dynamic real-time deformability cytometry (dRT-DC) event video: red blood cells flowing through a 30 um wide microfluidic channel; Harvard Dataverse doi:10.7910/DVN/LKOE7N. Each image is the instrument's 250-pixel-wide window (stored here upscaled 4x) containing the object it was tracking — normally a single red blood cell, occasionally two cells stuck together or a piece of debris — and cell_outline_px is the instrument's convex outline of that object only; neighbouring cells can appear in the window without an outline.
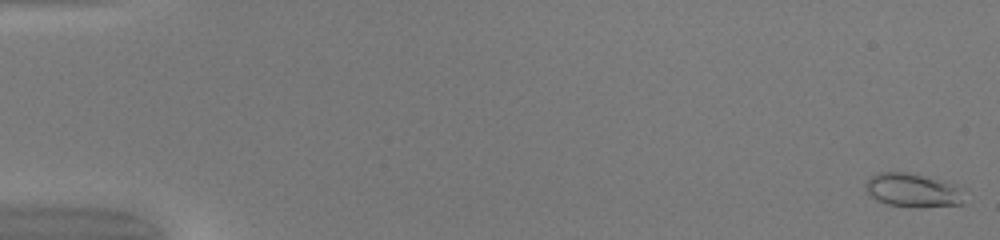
{"species": "common noctule bat (a hibernating species)", "species_latin": "Nyctalus noctula", "temperature_condition": "warm", "stored_images_in_passage": 50, "camera_frame_rate_fps": 3000, "um_per_image_px": 0.085, "animal": {"sex": "female", "body_mass_g": 20.0, "forearm_length_mm": 54.0}, "frame": {"image": 1, "passage_image": 1, "time_ms": 0.0, "image_size_px": [1000, 240], "cell_outline_px": [[964, 204], [920, 208], [888, 204], [876, 200], [868, 192], [864, 184], [876, 172], [904, 172], [920, 176], [944, 184], [952, 188]], "centroid_in_image_um": [77.38, 16.21], "position_along_channel_um": 7.6, "area_um2": 18.09}}
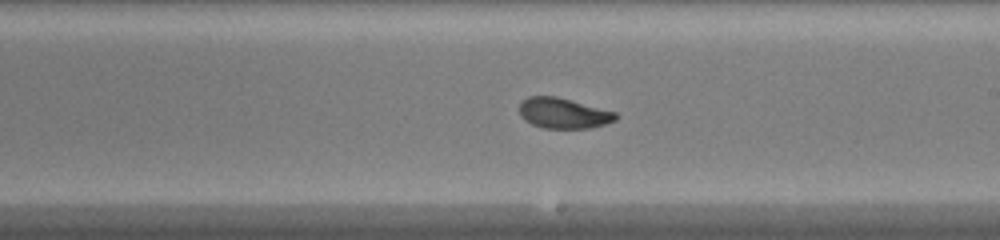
{"frame": {"image": 2, "passage_image": 30, "time_ms": 9.667, "image_size_px": [1000, 240], "cell_outline_px": [[620, 116], [616, 120], [604, 124], [588, 128], [544, 128], [532, 124], [524, 120], [520, 116], [520, 104], [528, 96], [556, 96], [616, 112]], "centroid_in_image_um": [47.89, 9.62], "position_along_channel_um": 241.1, "area_um2": 17.05}}
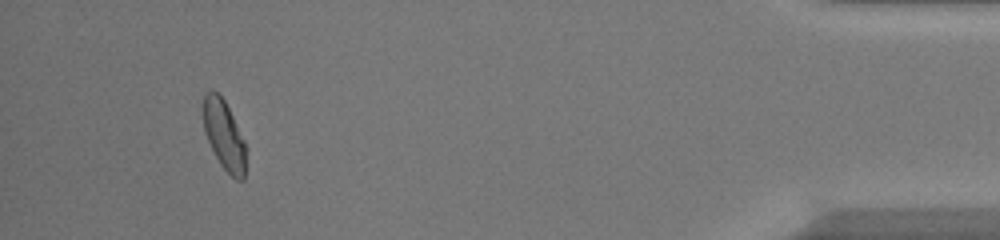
{"frame": {"image": 3, "passage_image": 47, "time_ms": 15.333, "image_size_px": [1000, 240], "cell_outline_px": [[244, 180], [236, 180], [220, 164], [204, 132], [200, 108], [204, 96], [212, 88], [224, 100], [244, 140]], "centroid_in_image_um": [18.98, 11.42], "position_along_channel_um": 416.2, "area_um2": 17.11}, "authors_computed_cell_mechanics": {"area_um2": 17.5134, "velocity_mm_per_s": 4.2137, "shape_relaxation_time_tau1_ms": 3.0283, "shape_relaxation_time_tau2_ms": 1.2935, "deformation_change_tau1": 0.1352, "deformation_change_tau2": 0.0641}}